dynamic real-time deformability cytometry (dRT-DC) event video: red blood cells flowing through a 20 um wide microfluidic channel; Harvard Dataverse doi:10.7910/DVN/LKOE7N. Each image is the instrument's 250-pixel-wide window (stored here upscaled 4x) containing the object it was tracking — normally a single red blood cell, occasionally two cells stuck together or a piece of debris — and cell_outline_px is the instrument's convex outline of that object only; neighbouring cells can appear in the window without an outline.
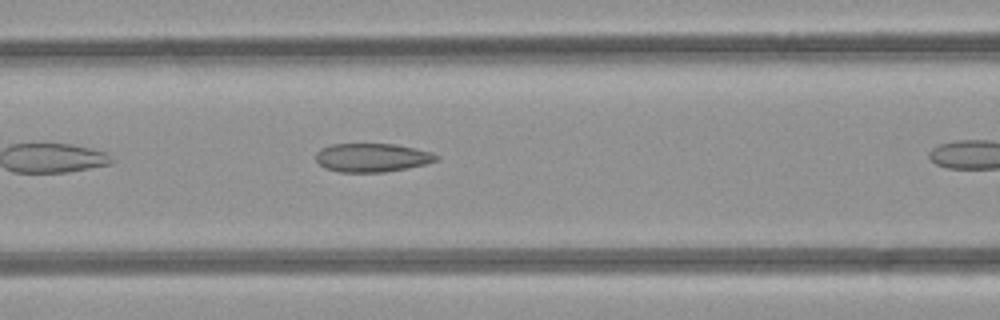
{"species": "common noctule bat (a hibernating species)", "species_latin": "Nyctalus noctula", "temperature_condition": "room temperature", "stored_images_in_passage": 13, "camera_frame_rate_fps": 3000, "um_per_image_px": 0.085, "animal": {"sex": "female", "body_mass_g": 21.9}, "frame": {"image": 1, "passage_image": 6, "time_ms": 1.667, "image_size_px": [1000, 320], "cell_outline_px": [[440, 160], [408, 168], [384, 172], [340, 172], [324, 168], [316, 160], [316, 152], [320, 148], [332, 144], [396, 144], [432, 152], [440, 156]], "centroid_in_image_um": [31.64, 13.39], "position_along_channel_um": 135.0, "area_um2": 20.23}}